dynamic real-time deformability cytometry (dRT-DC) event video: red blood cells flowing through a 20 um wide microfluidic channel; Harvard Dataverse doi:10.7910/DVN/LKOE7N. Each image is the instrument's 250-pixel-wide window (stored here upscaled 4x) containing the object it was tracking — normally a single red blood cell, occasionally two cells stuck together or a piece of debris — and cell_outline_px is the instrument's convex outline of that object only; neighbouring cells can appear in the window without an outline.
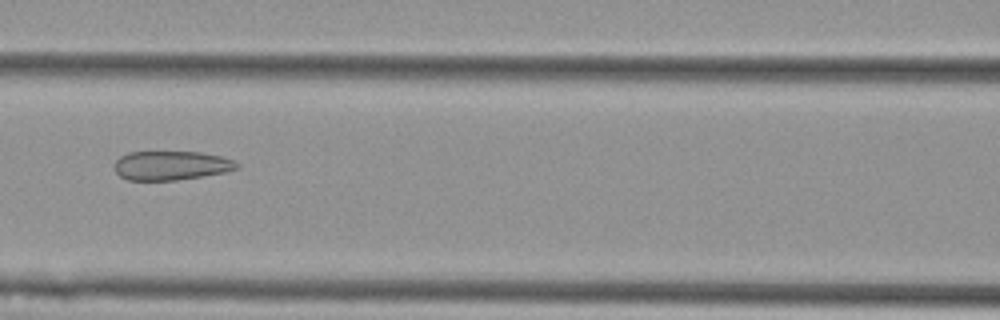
{"species": "Egyptian fruit bat (a non-hibernating species)", "species_latin": "Rousettus aegyptiacus", "temperature_condition": "cold", "stored_images_in_passage": 9, "camera_frame_rate_fps": 3000, "um_per_image_px": 0.085, "animal": {"sex": "female"}, "frame": {"image": 1, "passage_image": 7, "time_ms": 2.0, "image_size_px": [1000, 320], "cell_outline_px": [[240, 168], [224, 172], [176, 180], [128, 180], [120, 176], [116, 172], [116, 160], [120, 156], [128, 152], [200, 152], [224, 156], [240, 164]], "centroid_in_image_um": [14.57, 14.06], "position_along_channel_um": 152.0, "area_um2": 20.69}}
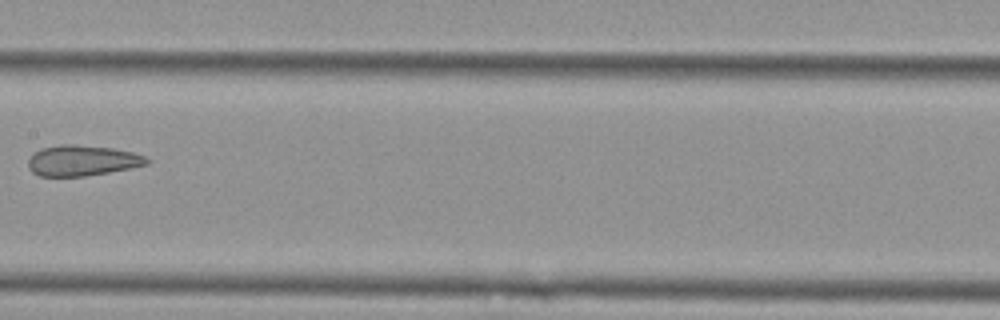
{"frame": {"image": 2, "passage_image": 8, "time_ms": 2.333, "image_size_px": [1000, 320], "cell_outline_px": [[152, 160], [148, 164], [132, 168], [84, 176], [40, 176], [32, 172], [28, 168], [28, 160], [40, 148], [60, 144], [72, 144], [112, 148], [132, 152], [144, 156]], "centroid_in_image_um": [7.0, 13.64], "position_along_channel_um": 200.4, "area_um2": 21.15}}
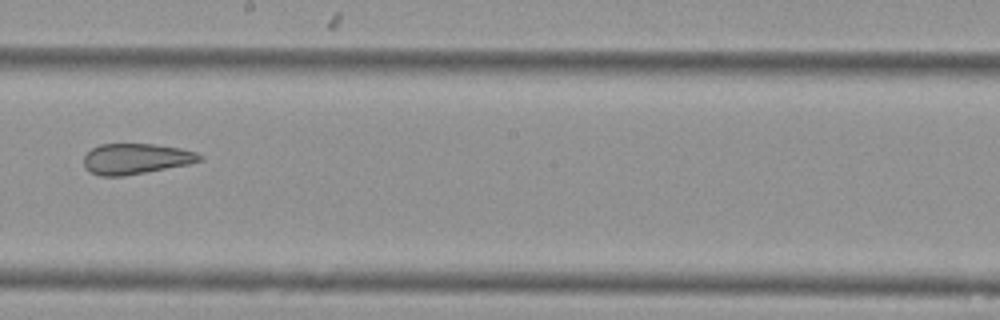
{"frame": {"image": 3, "passage_image": 9, "time_ms": 2.667, "image_size_px": [1000, 320], "cell_outline_px": [[204, 160], [188, 164], [124, 176], [100, 176], [84, 168], [84, 156], [92, 148], [100, 144], [156, 144], [180, 148], [196, 152], [204, 156]], "centroid_in_image_um": [11.57, 13.49], "position_along_channel_um": 236.6, "area_um2": 20.69}}